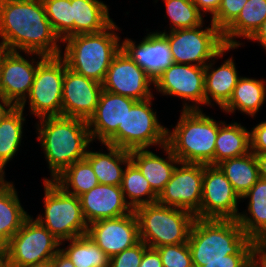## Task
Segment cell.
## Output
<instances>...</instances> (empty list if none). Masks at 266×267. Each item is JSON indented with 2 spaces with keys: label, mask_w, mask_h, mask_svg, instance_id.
<instances>
[{
  "label": "cell",
  "mask_w": 266,
  "mask_h": 267,
  "mask_svg": "<svg viewBox=\"0 0 266 267\" xmlns=\"http://www.w3.org/2000/svg\"><path fill=\"white\" fill-rule=\"evenodd\" d=\"M27 114L20 108L14 107L0 122V168L6 172L8 164L23 150L26 138ZM25 128V129H24ZM13 159V160H12Z\"/></svg>",
  "instance_id": "obj_28"
},
{
  "label": "cell",
  "mask_w": 266,
  "mask_h": 267,
  "mask_svg": "<svg viewBox=\"0 0 266 267\" xmlns=\"http://www.w3.org/2000/svg\"><path fill=\"white\" fill-rule=\"evenodd\" d=\"M0 47L8 51L60 56L62 41L42 0H0Z\"/></svg>",
  "instance_id": "obj_1"
},
{
  "label": "cell",
  "mask_w": 266,
  "mask_h": 267,
  "mask_svg": "<svg viewBox=\"0 0 266 267\" xmlns=\"http://www.w3.org/2000/svg\"><path fill=\"white\" fill-rule=\"evenodd\" d=\"M165 6V22H169L162 30L153 29L156 32H168L178 29L193 28L202 25L207 19L198 10L192 0H161ZM166 19H168L166 21Z\"/></svg>",
  "instance_id": "obj_35"
},
{
  "label": "cell",
  "mask_w": 266,
  "mask_h": 267,
  "mask_svg": "<svg viewBox=\"0 0 266 267\" xmlns=\"http://www.w3.org/2000/svg\"><path fill=\"white\" fill-rule=\"evenodd\" d=\"M7 174H6V172H4L1 168H0V183H3V182H5V181H7L8 179L6 178V177H8V176H6Z\"/></svg>",
  "instance_id": "obj_53"
},
{
  "label": "cell",
  "mask_w": 266,
  "mask_h": 267,
  "mask_svg": "<svg viewBox=\"0 0 266 267\" xmlns=\"http://www.w3.org/2000/svg\"><path fill=\"white\" fill-rule=\"evenodd\" d=\"M139 238L150 248L187 243L195 215L158 202L135 208Z\"/></svg>",
  "instance_id": "obj_6"
},
{
  "label": "cell",
  "mask_w": 266,
  "mask_h": 267,
  "mask_svg": "<svg viewBox=\"0 0 266 267\" xmlns=\"http://www.w3.org/2000/svg\"><path fill=\"white\" fill-rule=\"evenodd\" d=\"M266 104V79L263 76L259 78L241 76L235 86L229 101L220 109L224 115L248 116L251 119H257L263 105Z\"/></svg>",
  "instance_id": "obj_24"
},
{
  "label": "cell",
  "mask_w": 266,
  "mask_h": 267,
  "mask_svg": "<svg viewBox=\"0 0 266 267\" xmlns=\"http://www.w3.org/2000/svg\"><path fill=\"white\" fill-rule=\"evenodd\" d=\"M51 27L61 41L74 36L71 0H42Z\"/></svg>",
  "instance_id": "obj_37"
},
{
  "label": "cell",
  "mask_w": 266,
  "mask_h": 267,
  "mask_svg": "<svg viewBox=\"0 0 266 267\" xmlns=\"http://www.w3.org/2000/svg\"><path fill=\"white\" fill-rule=\"evenodd\" d=\"M155 249L163 267H190L193 264L188 243L163 245Z\"/></svg>",
  "instance_id": "obj_38"
},
{
  "label": "cell",
  "mask_w": 266,
  "mask_h": 267,
  "mask_svg": "<svg viewBox=\"0 0 266 267\" xmlns=\"http://www.w3.org/2000/svg\"><path fill=\"white\" fill-rule=\"evenodd\" d=\"M146 28V35L136 41L121 39V49L154 81L172 63V53L167 39L159 32Z\"/></svg>",
  "instance_id": "obj_19"
},
{
  "label": "cell",
  "mask_w": 266,
  "mask_h": 267,
  "mask_svg": "<svg viewBox=\"0 0 266 267\" xmlns=\"http://www.w3.org/2000/svg\"><path fill=\"white\" fill-rule=\"evenodd\" d=\"M137 100L101 92L94 114L87 121L93 143H106L118 147V127H123L127 111Z\"/></svg>",
  "instance_id": "obj_17"
},
{
  "label": "cell",
  "mask_w": 266,
  "mask_h": 267,
  "mask_svg": "<svg viewBox=\"0 0 266 267\" xmlns=\"http://www.w3.org/2000/svg\"><path fill=\"white\" fill-rule=\"evenodd\" d=\"M242 47L226 46L224 49L205 65L204 95L205 108L221 109L230 99L232 92L242 76L237 70L234 55L228 53ZM225 56L227 58H225ZM220 59H224L216 65ZM218 108H216V107Z\"/></svg>",
  "instance_id": "obj_18"
},
{
  "label": "cell",
  "mask_w": 266,
  "mask_h": 267,
  "mask_svg": "<svg viewBox=\"0 0 266 267\" xmlns=\"http://www.w3.org/2000/svg\"><path fill=\"white\" fill-rule=\"evenodd\" d=\"M253 255L266 267V235L259 236L252 240Z\"/></svg>",
  "instance_id": "obj_45"
},
{
  "label": "cell",
  "mask_w": 266,
  "mask_h": 267,
  "mask_svg": "<svg viewBox=\"0 0 266 267\" xmlns=\"http://www.w3.org/2000/svg\"><path fill=\"white\" fill-rule=\"evenodd\" d=\"M60 250L75 267H109L110 257L87 234L60 242Z\"/></svg>",
  "instance_id": "obj_33"
},
{
  "label": "cell",
  "mask_w": 266,
  "mask_h": 267,
  "mask_svg": "<svg viewBox=\"0 0 266 267\" xmlns=\"http://www.w3.org/2000/svg\"><path fill=\"white\" fill-rule=\"evenodd\" d=\"M121 190L126 203L132 210L142 205L155 203L158 199L149 182L132 161L124 170Z\"/></svg>",
  "instance_id": "obj_34"
},
{
  "label": "cell",
  "mask_w": 266,
  "mask_h": 267,
  "mask_svg": "<svg viewBox=\"0 0 266 267\" xmlns=\"http://www.w3.org/2000/svg\"><path fill=\"white\" fill-rule=\"evenodd\" d=\"M59 251L60 241L30 214L7 242L3 267H24L45 262L52 260Z\"/></svg>",
  "instance_id": "obj_11"
},
{
  "label": "cell",
  "mask_w": 266,
  "mask_h": 267,
  "mask_svg": "<svg viewBox=\"0 0 266 267\" xmlns=\"http://www.w3.org/2000/svg\"><path fill=\"white\" fill-rule=\"evenodd\" d=\"M103 90L143 101L153 97L154 80L122 49L114 56L102 82Z\"/></svg>",
  "instance_id": "obj_15"
},
{
  "label": "cell",
  "mask_w": 266,
  "mask_h": 267,
  "mask_svg": "<svg viewBox=\"0 0 266 267\" xmlns=\"http://www.w3.org/2000/svg\"><path fill=\"white\" fill-rule=\"evenodd\" d=\"M179 112L176 124L168 125L166 144L180 162L214 165L215 141L225 120H216L206 110Z\"/></svg>",
  "instance_id": "obj_4"
},
{
  "label": "cell",
  "mask_w": 266,
  "mask_h": 267,
  "mask_svg": "<svg viewBox=\"0 0 266 267\" xmlns=\"http://www.w3.org/2000/svg\"><path fill=\"white\" fill-rule=\"evenodd\" d=\"M15 106L3 96H0V122Z\"/></svg>",
  "instance_id": "obj_48"
},
{
  "label": "cell",
  "mask_w": 266,
  "mask_h": 267,
  "mask_svg": "<svg viewBox=\"0 0 266 267\" xmlns=\"http://www.w3.org/2000/svg\"><path fill=\"white\" fill-rule=\"evenodd\" d=\"M255 157L258 163L260 178L266 180V153L255 154Z\"/></svg>",
  "instance_id": "obj_49"
},
{
  "label": "cell",
  "mask_w": 266,
  "mask_h": 267,
  "mask_svg": "<svg viewBox=\"0 0 266 267\" xmlns=\"http://www.w3.org/2000/svg\"><path fill=\"white\" fill-rule=\"evenodd\" d=\"M248 0H221L217 13L210 21L223 32L239 15Z\"/></svg>",
  "instance_id": "obj_39"
},
{
  "label": "cell",
  "mask_w": 266,
  "mask_h": 267,
  "mask_svg": "<svg viewBox=\"0 0 266 267\" xmlns=\"http://www.w3.org/2000/svg\"><path fill=\"white\" fill-rule=\"evenodd\" d=\"M198 10L207 18H212L218 11L221 0H192Z\"/></svg>",
  "instance_id": "obj_43"
},
{
  "label": "cell",
  "mask_w": 266,
  "mask_h": 267,
  "mask_svg": "<svg viewBox=\"0 0 266 267\" xmlns=\"http://www.w3.org/2000/svg\"><path fill=\"white\" fill-rule=\"evenodd\" d=\"M245 208L240 209L236 221L243 231L253 240L266 235V180H259L242 197Z\"/></svg>",
  "instance_id": "obj_26"
},
{
  "label": "cell",
  "mask_w": 266,
  "mask_h": 267,
  "mask_svg": "<svg viewBox=\"0 0 266 267\" xmlns=\"http://www.w3.org/2000/svg\"><path fill=\"white\" fill-rule=\"evenodd\" d=\"M43 208L34 218L60 242L87 234L79 197L65 192L54 181L43 180Z\"/></svg>",
  "instance_id": "obj_7"
},
{
  "label": "cell",
  "mask_w": 266,
  "mask_h": 267,
  "mask_svg": "<svg viewBox=\"0 0 266 267\" xmlns=\"http://www.w3.org/2000/svg\"><path fill=\"white\" fill-rule=\"evenodd\" d=\"M203 164L179 162L171 179L159 194V204L181 208L196 215L200 210Z\"/></svg>",
  "instance_id": "obj_16"
},
{
  "label": "cell",
  "mask_w": 266,
  "mask_h": 267,
  "mask_svg": "<svg viewBox=\"0 0 266 267\" xmlns=\"http://www.w3.org/2000/svg\"><path fill=\"white\" fill-rule=\"evenodd\" d=\"M119 26L113 21L101 32L79 34L64 39L60 56L67 67L102 83L114 56L121 50L120 35L123 28Z\"/></svg>",
  "instance_id": "obj_3"
},
{
  "label": "cell",
  "mask_w": 266,
  "mask_h": 267,
  "mask_svg": "<svg viewBox=\"0 0 266 267\" xmlns=\"http://www.w3.org/2000/svg\"><path fill=\"white\" fill-rule=\"evenodd\" d=\"M46 57L2 47L1 96L19 107L28 97L38 65Z\"/></svg>",
  "instance_id": "obj_14"
},
{
  "label": "cell",
  "mask_w": 266,
  "mask_h": 267,
  "mask_svg": "<svg viewBox=\"0 0 266 267\" xmlns=\"http://www.w3.org/2000/svg\"><path fill=\"white\" fill-rule=\"evenodd\" d=\"M265 18L266 0H248L238 17L222 32L225 45L245 47V40L255 34Z\"/></svg>",
  "instance_id": "obj_27"
},
{
  "label": "cell",
  "mask_w": 266,
  "mask_h": 267,
  "mask_svg": "<svg viewBox=\"0 0 266 267\" xmlns=\"http://www.w3.org/2000/svg\"><path fill=\"white\" fill-rule=\"evenodd\" d=\"M15 181L0 183V236L8 242L30 215L25 210Z\"/></svg>",
  "instance_id": "obj_30"
},
{
  "label": "cell",
  "mask_w": 266,
  "mask_h": 267,
  "mask_svg": "<svg viewBox=\"0 0 266 267\" xmlns=\"http://www.w3.org/2000/svg\"><path fill=\"white\" fill-rule=\"evenodd\" d=\"M242 267H263V265L252 255Z\"/></svg>",
  "instance_id": "obj_51"
},
{
  "label": "cell",
  "mask_w": 266,
  "mask_h": 267,
  "mask_svg": "<svg viewBox=\"0 0 266 267\" xmlns=\"http://www.w3.org/2000/svg\"><path fill=\"white\" fill-rule=\"evenodd\" d=\"M24 267H53V266H52L51 260H48V261H45V262L35 263V264L27 265V266H24Z\"/></svg>",
  "instance_id": "obj_52"
},
{
  "label": "cell",
  "mask_w": 266,
  "mask_h": 267,
  "mask_svg": "<svg viewBox=\"0 0 266 267\" xmlns=\"http://www.w3.org/2000/svg\"><path fill=\"white\" fill-rule=\"evenodd\" d=\"M100 146L98 150L91 145L85 159L91 164L99 184L121 186L124 170L131 161L130 151L106 143Z\"/></svg>",
  "instance_id": "obj_25"
},
{
  "label": "cell",
  "mask_w": 266,
  "mask_h": 267,
  "mask_svg": "<svg viewBox=\"0 0 266 267\" xmlns=\"http://www.w3.org/2000/svg\"><path fill=\"white\" fill-rule=\"evenodd\" d=\"M53 181L65 192L77 197L99 184L91 164L86 159L76 161Z\"/></svg>",
  "instance_id": "obj_36"
},
{
  "label": "cell",
  "mask_w": 266,
  "mask_h": 267,
  "mask_svg": "<svg viewBox=\"0 0 266 267\" xmlns=\"http://www.w3.org/2000/svg\"><path fill=\"white\" fill-rule=\"evenodd\" d=\"M155 95L137 101L124 118L123 127H118V147L125 150L156 148L167 143V125L159 120L157 109L153 108ZM154 102V103H153ZM155 149H154V148Z\"/></svg>",
  "instance_id": "obj_10"
},
{
  "label": "cell",
  "mask_w": 266,
  "mask_h": 267,
  "mask_svg": "<svg viewBox=\"0 0 266 267\" xmlns=\"http://www.w3.org/2000/svg\"><path fill=\"white\" fill-rule=\"evenodd\" d=\"M34 122L33 134L49 172V177L44 176L42 180L53 181L67 167L85 159L89 147L94 145L86 120L53 116Z\"/></svg>",
  "instance_id": "obj_2"
},
{
  "label": "cell",
  "mask_w": 266,
  "mask_h": 267,
  "mask_svg": "<svg viewBox=\"0 0 266 267\" xmlns=\"http://www.w3.org/2000/svg\"><path fill=\"white\" fill-rule=\"evenodd\" d=\"M65 70L66 62L61 56L46 57L38 65L31 91L19 106L27 115L29 114V118L31 116L37 120L62 116Z\"/></svg>",
  "instance_id": "obj_8"
},
{
  "label": "cell",
  "mask_w": 266,
  "mask_h": 267,
  "mask_svg": "<svg viewBox=\"0 0 266 267\" xmlns=\"http://www.w3.org/2000/svg\"><path fill=\"white\" fill-rule=\"evenodd\" d=\"M252 255H227V259L207 261L202 267H242Z\"/></svg>",
  "instance_id": "obj_42"
},
{
  "label": "cell",
  "mask_w": 266,
  "mask_h": 267,
  "mask_svg": "<svg viewBox=\"0 0 266 267\" xmlns=\"http://www.w3.org/2000/svg\"><path fill=\"white\" fill-rule=\"evenodd\" d=\"M102 83L69 69L66 64L63 78L62 116L88 121L99 102Z\"/></svg>",
  "instance_id": "obj_21"
},
{
  "label": "cell",
  "mask_w": 266,
  "mask_h": 267,
  "mask_svg": "<svg viewBox=\"0 0 266 267\" xmlns=\"http://www.w3.org/2000/svg\"><path fill=\"white\" fill-rule=\"evenodd\" d=\"M51 263L53 267H75L61 250L52 258Z\"/></svg>",
  "instance_id": "obj_47"
},
{
  "label": "cell",
  "mask_w": 266,
  "mask_h": 267,
  "mask_svg": "<svg viewBox=\"0 0 266 267\" xmlns=\"http://www.w3.org/2000/svg\"><path fill=\"white\" fill-rule=\"evenodd\" d=\"M208 20L193 28L161 32L174 63L205 66L226 47L222 32Z\"/></svg>",
  "instance_id": "obj_9"
},
{
  "label": "cell",
  "mask_w": 266,
  "mask_h": 267,
  "mask_svg": "<svg viewBox=\"0 0 266 267\" xmlns=\"http://www.w3.org/2000/svg\"><path fill=\"white\" fill-rule=\"evenodd\" d=\"M74 35L98 33L106 29L114 19L110 5L102 0H71Z\"/></svg>",
  "instance_id": "obj_31"
},
{
  "label": "cell",
  "mask_w": 266,
  "mask_h": 267,
  "mask_svg": "<svg viewBox=\"0 0 266 267\" xmlns=\"http://www.w3.org/2000/svg\"><path fill=\"white\" fill-rule=\"evenodd\" d=\"M87 235L110 258L140 241L138 221L134 211L121 217L90 223Z\"/></svg>",
  "instance_id": "obj_20"
},
{
  "label": "cell",
  "mask_w": 266,
  "mask_h": 267,
  "mask_svg": "<svg viewBox=\"0 0 266 267\" xmlns=\"http://www.w3.org/2000/svg\"><path fill=\"white\" fill-rule=\"evenodd\" d=\"M1 72H2V47H0V96H1Z\"/></svg>",
  "instance_id": "obj_54"
},
{
  "label": "cell",
  "mask_w": 266,
  "mask_h": 267,
  "mask_svg": "<svg viewBox=\"0 0 266 267\" xmlns=\"http://www.w3.org/2000/svg\"><path fill=\"white\" fill-rule=\"evenodd\" d=\"M139 267H163L158 251L155 248L148 247L144 251Z\"/></svg>",
  "instance_id": "obj_44"
},
{
  "label": "cell",
  "mask_w": 266,
  "mask_h": 267,
  "mask_svg": "<svg viewBox=\"0 0 266 267\" xmlns=\"http://www.w3.org/2000/svg\"><path fill=\"white\" fill-rule=\"evenodd\" d=\"M188 245L193 265L227 259V255H253L252 239L234 219L195 218Z\"/></svg>",
  "instance_id": "obj_5"
},
{
  "label": "cell",
  "mask_w": 266,
  "mask_h": 267,
  "mask_svg": "<svg viewBox=\"0 0 266 267\" xmlns=\"http://www.w3.org/2000/svg\"><path fill=\"white\" fill-rule=\"evenodd\" d=\"M251 152L250 128L240 121L227 120L219 127L215 141L214 165Z\"/></svg>",
  "instance_id": "obj_29"
},
{
  "label": "cell",
  "mask_w": 266,
  "mask_h": 267,
  "mask_svg": "<svg viewBox=\"0 0 266 267\" xmlns=\"http://www.w3.org/2000/svg\"><path fill=\"white\" fill-rule=\"evenodd\" d=\"M225 177L230 181L236 193L241 198L259 180V169L255 154L229 158L217 164Z\"/></svg>",
  "instance_id": "obj_32"
},
{
  "label": "cell",
  "mask_w": 266,
  "mask_h": 267,
  "mask_svg": "<svg viewBox=\"0 0 266 267\" xmlns=\"http://www.w3.org/2000/svg\"><path fill=\"white\" fill-rule=\"evenodd\" d=\"M247 42H256L258 46H261V49H264L262 51H264L266 54V18L262 22L259 29Z\"/></svg>",
  "instance_id": "obj_46"
},
{
  "label": "cell",
  "mask_w": 266,
  "mask_h": 267,
  "mask_svg": "<svg viewBox=\"0 0 266 267\" xmlns=\"http://www.w3.org/2000/svg\"><path fill=\"white\" fill-rule=\"evenodd\" d=\"M240 203L241 198L221 169L217 165L203 164L202 199L195 217L236 220L242 205Z\"/></svg>",
  "instance_id": "obj_13"
},
{
  "label": "cell",
  "mask_w": 266,
  "mask_h": 267,
  "mask_svg": "<svg viewBox=\"0 0 266 267\" xmlns=\"http://www.w3.org/2000/svg\"><path fill=\"white\" fill-rule=\"evenodd\" d=\"M250 127L251 152L254 154L266 153V120L256 121Z\"/></svg>",
  "instance_id": "obj_41"
},
{
  "label": "cell",
  "mask_w": 266,
  "mask_h": 267,
  "mask_svg": "<svg viewBox=\"0 0 266 267\" xmlns=\"http://www.w3.org/2000/svg\"><path fill=\"white\" fill-rule=\"evenodd\" d=\"M158 150L162 152L158 154ZM156 151L151 148L134 149L130 151V159L149 182L153 192L159 196L180 161L167 144L156 148Z\"/></svg>",
  "instance_id": "obj_23"
},
{
  "label": "cell",
  "mask_w": 266,
  "mask_h": 267,
  "mask_svg": "<svg viewBox=\"0 0 266 267\" xmlns=\"http://www.w3.org/2000/svg\"><path fill=\"white\" fill-rule=\"evenodd\" d=\"M205 66L172 63L154 81V94L178 98L181 110H204Z\"/></svg>",
  "instance_id": "obj_12"
},
{
  "label": "cell",
  "mask_w": 266,
  "mask_h": 267,
  "mask_svg": "<svg viewBox=\"0 0 266 267\" xmlns=\"http://www.w3.org/2000/svg\"><path fill=\"white\" fill-rule=\"evenodd\" d=\"M7 252V242L0 236V267H3Z\"/></svg>",
  "instance_id": "obj_50"
},
{
  "label": "cell",
  "mask_w": 266,
  "mask_h": 267,
  "mask_svg": "<svg viewBox=\"0 0 266 267\" xmlns=\"http://www.w3.org/2000/svg\"><path fill=\"white\" fill-rule=\"evenodd\" d=\"M147 248L148 246L140 240L134 246L112 256L110 258L109 267H139L144 251Z\"/></svg>",
  "instance_id": "obj_40"
},
{
  "label": "cell",
  "mask_w": 266,
  "mask_h": 267,
  "mask_svg": "<svg viewBox=\"0 0 266 267\" xmlns=\"http://www.w3.org/2000/svg\"><path fill=\"white\" fill-rule=\"evenodd\" d=\"M84 218L90 223L108 218H117L133 210L126 203L121 186L98 184L79 196Z\"/></svg>",
  "instance_id": "obj_22"
}]
</instances>
